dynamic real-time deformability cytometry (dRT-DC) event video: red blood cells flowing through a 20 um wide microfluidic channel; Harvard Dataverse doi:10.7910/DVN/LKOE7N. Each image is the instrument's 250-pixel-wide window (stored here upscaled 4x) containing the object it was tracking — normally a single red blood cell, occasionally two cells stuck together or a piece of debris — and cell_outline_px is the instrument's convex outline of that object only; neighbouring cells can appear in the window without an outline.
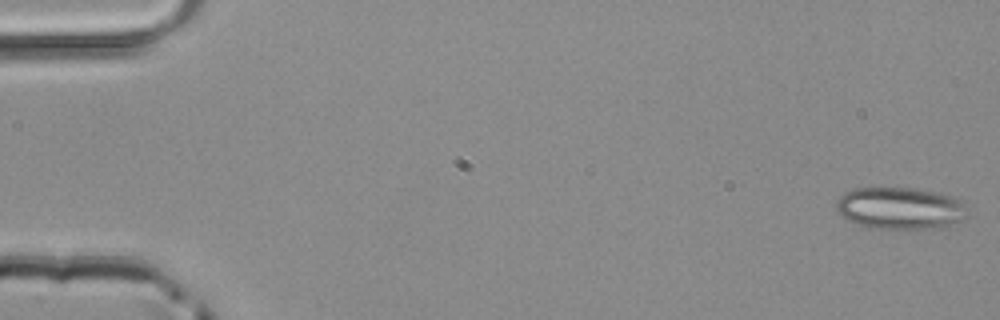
{"species": "common noctule bat (a hibernating species)", "species_latin": "Nyctalus noctula", "temperature_condition": "room temperature", "stored_images_in_passage": 49, "camera_frame_rate_fps": 3000, "um_per_image_px": 0.085, "animal": {"sex": "male", "body_mass_g": 20.4}, "frame": {"image": 1, "passage_image": 1, "time_ms": 0.0, "image_size_px": [1000, 320], "cell_outline_px": [[968, 204], [964, 220], [948, 228], [876, 228], [856, 224], [848, 220], [836, 212], [836, 200], [844, 192], [852, 188], [916, 188], [936, 192], [952, 196]], "centroid_in_image_um": [76.55, 17.7], "position_along_channel_um": 8.5, "area_um2": 32.6}}
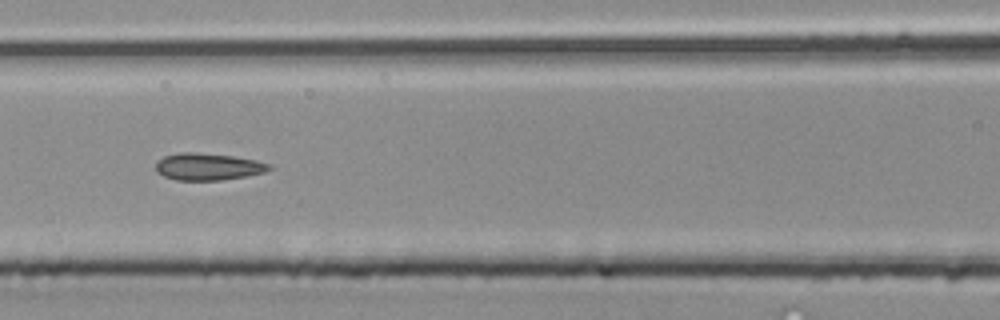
{"frame": {"image": 2, "passage_image": 22, "time_ms": 7.0, "image_size_px": [1000, 320], "cell_outline_px": [[272, 168], [264, 172], [244, 176], [220, 180], [176, 180], [164, 176], [156, 172], [156, 160], [164, 156], [180, 152], [196, 152], [232, 156], [256, 160], [272, 164]], "centroid_in_image_um": [17.65, 14.16], "position_along_channel_um": 148.9, "area_um2": 17.86}}
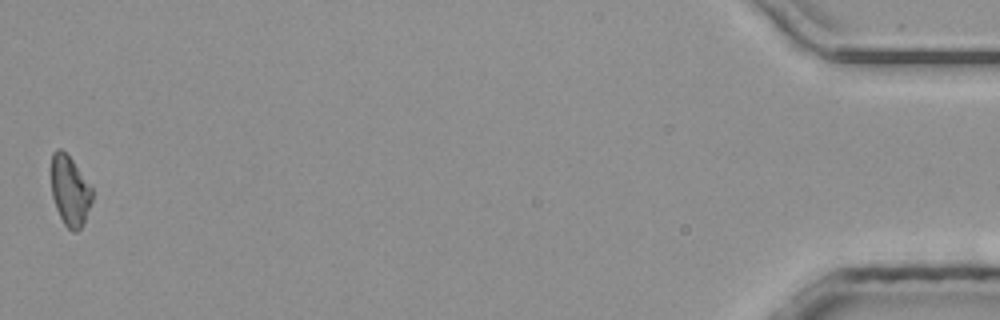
{"frame": {"image": 3, "passage_image": 49, "time_ms": 16.0, "image_size_px": [1000, 320], "cell_outline_px": [[92, 200], [84, 224], [76, 232], [72, 232], [64, 224], [56, 208], [52, 196], [52, 152], [56, 148], [60, 148], [72, 160], [92, 188]], "centroid_in_image_um": [5.94, 16.25], "position_along_channel_um": 429.3, "area_um2": 16.53}}